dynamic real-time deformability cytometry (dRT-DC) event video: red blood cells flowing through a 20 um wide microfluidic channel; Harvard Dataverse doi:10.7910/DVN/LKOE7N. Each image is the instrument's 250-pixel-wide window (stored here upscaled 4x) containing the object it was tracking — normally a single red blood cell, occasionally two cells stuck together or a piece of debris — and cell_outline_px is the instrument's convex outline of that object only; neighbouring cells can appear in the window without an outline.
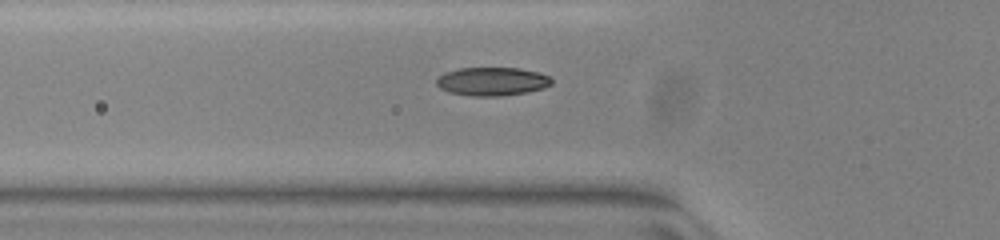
{"species": "common noctule bat (a hibernating species)", "species_latin": "Nyctalus noctula", "temperature_condition": "warm", "stored_images_in_passage": 39, "segment_of_instrument_passage": [1, 2], "camera_frame_rate_fps": 3000, "um_per_image_px": 0.085, "animal": {"sex": "female", "body_mass_g": 23.0, "forearm_length_mm": 53.4}, "frame": {"image": 1, "passage_image": 4, "time_ms": 1.0, "image_size_px": [1000, 240], "cell_outline_px": [[552, 84], [544, 88], [528, 92], [500, 96], [472, 96], [448, 92], [440, 88], [436, 84], [436, 80], [444, 72], [460, 68], [520, 68], [540, 72], [548, 76], [552, 80]], "centroid_in_image_um": [41.84, 6.92], "position_along_channel_um": 84.0, "area_um2": 19.19}}
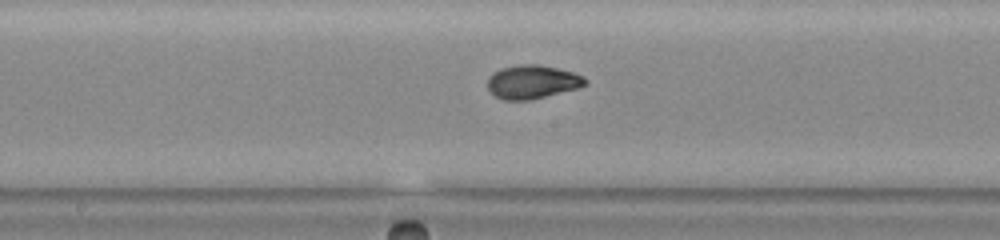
{"frame": {"image": 2, "passage_image": 13, "time_ms": 4.0, "image_size_px": [1000, 240], "cell_outline_px": [[588, 84], [580, 88], [532, 100], [504, 100], [496, 96], [488, 88], [488, 76], [492, 72], [500, 68], [520, 64], [540, 64], [572, 72], [584, 76], [588, 80]], "centroid_in_image_um": [45.28, 6.96], "position_along_channel_um": 202.9, "area_um2": 19.42}}
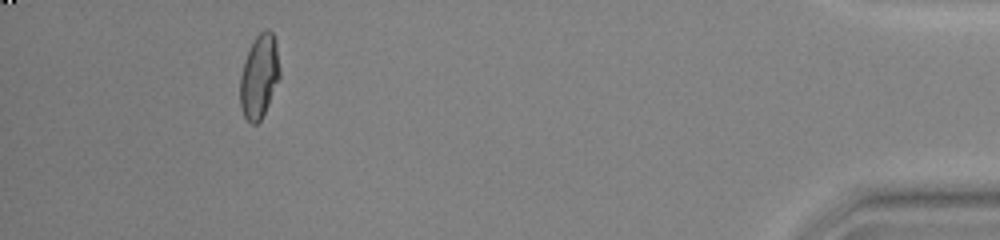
{"frame": {"image": 3, "passage_image": 34, "time_ms": 11.0, "image_size_px": [1000, 240], "cell_outline_px": [[280, 76], [268, 104], [260, 120], [256, 124], [252, 124], [244, 116], [240, 108], [240, 76], [244, 60], [256, 36], [264, 28], [268, 28], [272, 32], [276, 40], [280, 68]], "centroid_in_image_um": [22.04, 6.46], "position_along_channel_um": 413.2, "area_um2": 19.31}}